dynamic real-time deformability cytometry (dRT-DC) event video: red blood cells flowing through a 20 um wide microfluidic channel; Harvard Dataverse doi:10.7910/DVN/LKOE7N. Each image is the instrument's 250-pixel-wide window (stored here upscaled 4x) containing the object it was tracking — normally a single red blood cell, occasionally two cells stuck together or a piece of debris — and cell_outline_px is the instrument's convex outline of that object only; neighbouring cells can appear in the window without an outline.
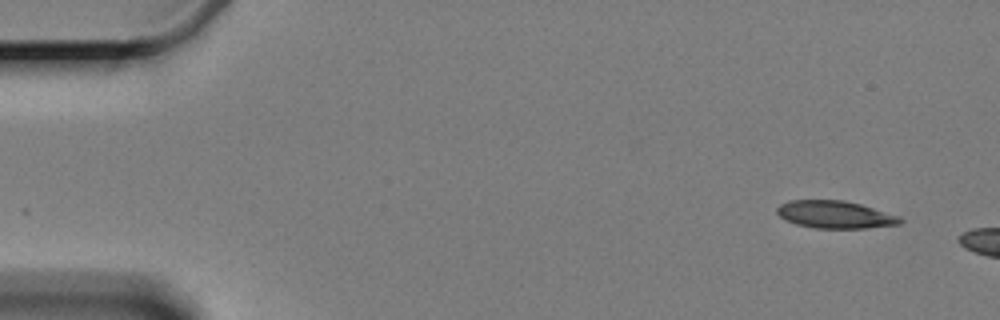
{"species": "Egyptian fruit bat (a non-hibernating species)", "species_latin": "Rousettus aegyptiacus", "temperature_condition": "cold", "stored_images_in_passage": 4, "camera_frame_rate_fps": 3000, "um_per_image_px": 0.085, "animal": {"sex": "female"}, "frame": {"image": 1, "passage_image": 1, "time_ms": 0.0, "image_size_px": [1000, 320], "cell_outline_px": [[904, 220], [900, 224], [864, 228], [816, 228], [796, 224], [780, 216], [776, 212], [776, 208], [780, 204], [788, 200], [844, 200], [860, 204], [900, 216]], "centroid_in_image_um": [70.99, 18.23], "position_along_channel_um": 14.0, "area_um2": 19.65}}